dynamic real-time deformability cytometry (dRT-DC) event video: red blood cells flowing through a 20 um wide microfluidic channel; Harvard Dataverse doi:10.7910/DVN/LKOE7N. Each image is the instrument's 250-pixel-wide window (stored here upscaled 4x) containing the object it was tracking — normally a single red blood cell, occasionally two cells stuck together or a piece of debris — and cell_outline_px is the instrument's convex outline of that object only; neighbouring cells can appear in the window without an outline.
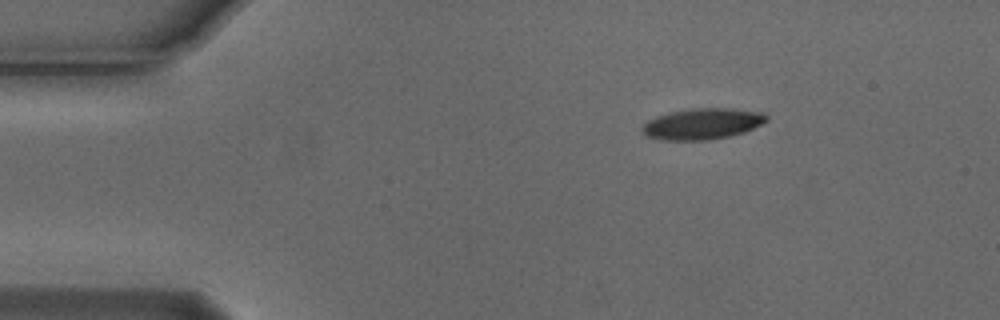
{"species": "Egyptian fruit bat (a non-hibernating species)", "species_latin": "Rousettus aegyptiacus", "temperature_condition": "cold", "stored_images_in_passage": 3, "camera_frame_rate_fps": 3000, "um_per_image_px": 0.085, "animal": {"sex": "male"}, "frame": {"image": 1, "passage_image": 1, "time_ms": 0.0, "image_size_px": [1000, 320], "cell_outline_px": [[768, 120], [744, 132], [728, 136], [708, 140], [660, 140], [648, 136], [640, 132], [640, 128], [648, 120], [656, 116], [688, 108], [732, 108], [764, 112], [768, 116]], "centroid_in_image_um": [59.68, 10.52], "position_along_channel_um": 25.3, "area_um2": 22.6}}